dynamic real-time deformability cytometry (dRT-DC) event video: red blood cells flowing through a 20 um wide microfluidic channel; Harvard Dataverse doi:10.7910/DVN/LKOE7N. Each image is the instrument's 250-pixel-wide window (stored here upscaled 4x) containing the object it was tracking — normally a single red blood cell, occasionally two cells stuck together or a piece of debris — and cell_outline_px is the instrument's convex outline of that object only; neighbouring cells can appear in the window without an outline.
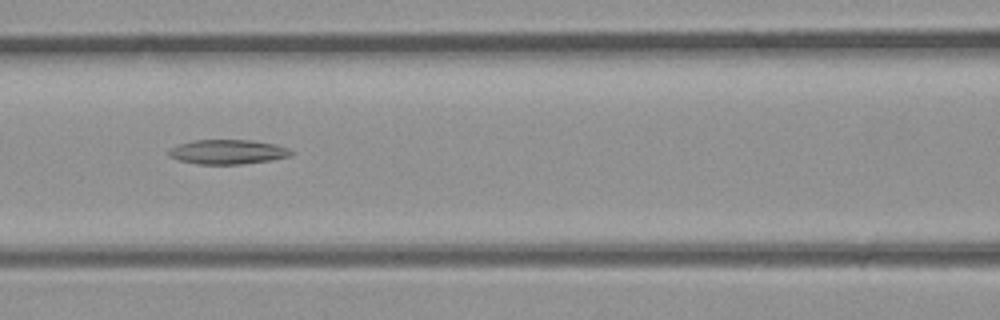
{"species": "common noctule bat (a hibernating species)", "species_latin": "Nyctalus noctula", "temperature_condition": "room temperature", "stored_images_in_passage": 5, "segment_of_instrument_passage": [1, 2], "camera_frame_rate_fps": 3000, "um_per_image_px": 0.085, "animal": {"sex": "male", "body_mass_g": 23.1, "forearm_length_mm": 52.7}, "frame": {"image": 1, "passage_image": 4, "time_ms": 1.0, "image_size_px": [1000, 320], "cell_outline_px": [[296, 152], [292, 156], [272, 160], [240, 164], [196, 164], [180, 160], [168, 156], [168, 148], [180, 144], [196, 140], [248, 140], [276, 144], [288, 148]], "centroid_in_image_um": [19.39, 12.91], "position_along_channel_um": 147.2, "area_um2": 17.57}}